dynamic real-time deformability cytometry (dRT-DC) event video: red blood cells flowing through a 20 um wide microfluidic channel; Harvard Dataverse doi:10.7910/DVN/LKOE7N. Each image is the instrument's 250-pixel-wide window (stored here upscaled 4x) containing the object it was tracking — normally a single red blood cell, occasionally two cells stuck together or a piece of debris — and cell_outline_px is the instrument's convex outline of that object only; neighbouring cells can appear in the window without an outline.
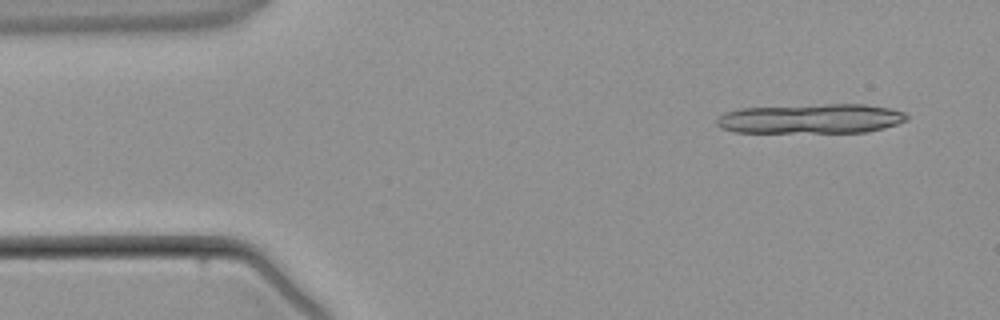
{"species": "common noctule bat (a hibernating species)", "species_latin": "Nyctalus noctula", "temperature_condition": "warm", "stored_images_in_passage": 2, "camera_frame_rate_fps": 3000, "um_per_image_px": 0.085, "animal": {"sex": "male", "body_mass_g": 21.5, "forearm_length_mm": 52.0}, "frame": {"image": 1, "passage_image": 1, "time_ms": 0.0, "image_size_px": [1000, 320], "cell_outline_px": [[908, 120], [884, 128], [868, 132], [736, 132], [720, 128], [716, 124], [716, 116], [724, 112], [740, 108], [824, 104], [864, 104], [892, 108], [904, 112], [908, 116]], "centroid_in_image_um": [68.93, 10.08], "position_along_channel_um": 16.1, "area_um2": 33.12}}